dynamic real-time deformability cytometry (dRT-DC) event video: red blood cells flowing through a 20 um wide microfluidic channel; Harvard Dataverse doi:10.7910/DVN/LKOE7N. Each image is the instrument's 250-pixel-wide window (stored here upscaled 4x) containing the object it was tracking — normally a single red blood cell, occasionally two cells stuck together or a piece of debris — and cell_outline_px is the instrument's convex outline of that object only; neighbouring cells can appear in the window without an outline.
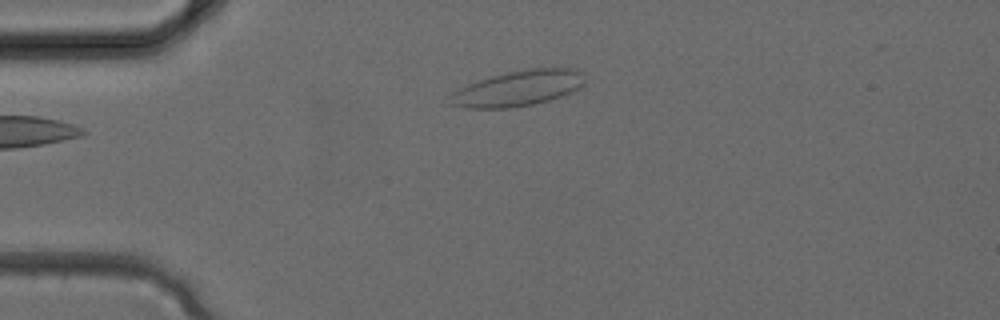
{"species": "common noctule bat (a hibernating species)", "species_latin": "Nyctalus noctula", "temperature_condition": "cold", "stored_images_in_passage": 2, "camera_frame_rate_fps": 3000, "um_per_image_px": 0.085, "animal": {"sex": "female", "body_mass_g": 24.6, "forearm_length_mm": 56.2}, "frame": {"image": 1, "passage_image": 2, "time_ms": 0.333, "image_size_px": [1000, 320], "cell_outline_px": [[584, 84], [580, 88], [572, 92], [548, 100], [532, 104], [508, 108], [468, 108], [448, 104], [452, 92], [468, 84], [488, 76], [528, 68], [576, 68], [580, 72], [584, 80]], "centroid_in_image_um": [44.02, 7.5], "position_along_channel_um": 41.0, "area_um2": 27.86}}